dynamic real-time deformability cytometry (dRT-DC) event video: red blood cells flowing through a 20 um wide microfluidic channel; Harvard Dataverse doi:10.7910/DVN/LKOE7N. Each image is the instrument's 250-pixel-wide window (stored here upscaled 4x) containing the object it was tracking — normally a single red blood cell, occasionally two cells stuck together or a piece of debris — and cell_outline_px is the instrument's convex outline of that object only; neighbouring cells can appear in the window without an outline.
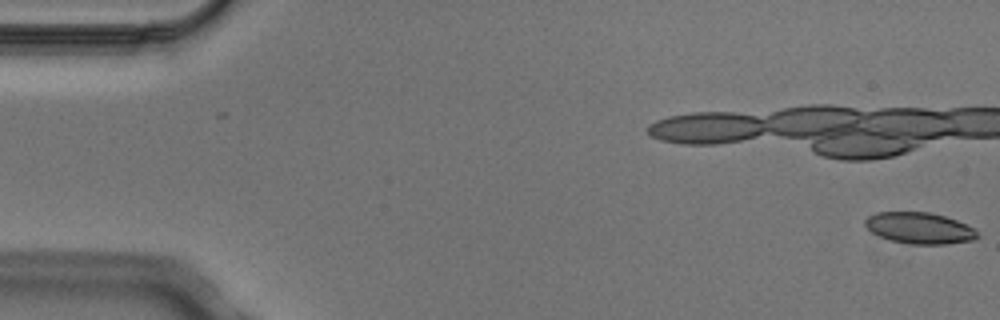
{"species": "Egyptian fruit bat (a non-hibernating species)", "species_latin": "Rousettus aegyptiacus", "temperature_condition": "cold", "stored_images_in_passage": 4, "camera_frame_rate_fps": 3000, "um_per_image_px": 0.085, "animal": {"sex": "male"}, "frame": {"image": 1, "passage_image": 1, "time_ms": 0.0, "image_size_px": [1000, 320], "cell_outline_px": [[980, 236], [976, 240], [944, 244], [912, 244], [892, 240], [880, 236], [872, 232], [864, 224], [864, 220], [868, 216], [876, 212], [928, 212], [944, 216], [956, 220], [976, 228]], "centroid_in_image_um": [78.2, 19.38], "position_along_channel_um": 6.8, "area_um2": 20.52}}